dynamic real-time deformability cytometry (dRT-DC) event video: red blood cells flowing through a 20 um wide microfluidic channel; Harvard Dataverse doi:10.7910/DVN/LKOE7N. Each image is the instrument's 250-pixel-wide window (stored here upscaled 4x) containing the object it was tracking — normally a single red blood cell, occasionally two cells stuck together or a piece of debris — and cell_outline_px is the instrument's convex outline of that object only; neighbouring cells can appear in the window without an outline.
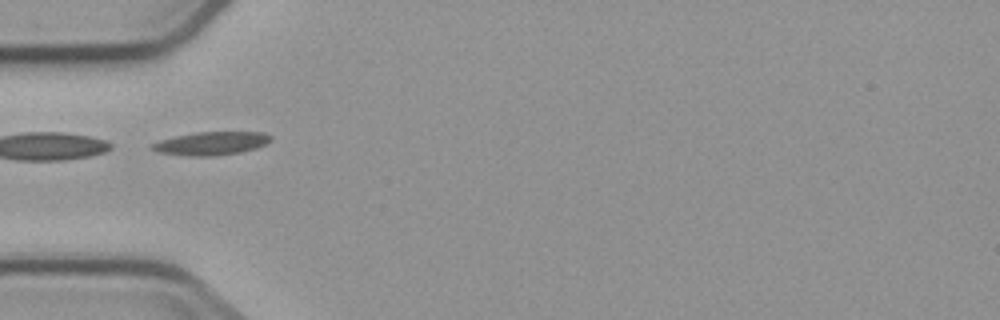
{"species": "common noctule bat (a hibernating species)", "species_latin": "Nyctalus noctula", "temperature_condition": "cold", "stored_images_in_passage": 6, "camera_frame_rate_fps": 3000, "um_per_image_px": 0.085, "animal": {"sex": "male", "body_mass_g": 23.1, "forearm_length_mm": 52.7}, "frame": {"image": 1, "passage_image": 4, "time_ms": 5.0, "image_size_px": [1000, 320], "cell_outline_px": [[272, 140], [256, 148], [240, 152], [216, 156], [188, 156], [160, 152], [148, 148], [148, 144], [160, 140], [176, 136], [196, 132], [264, 132], [272, 136]], "centroid_in_image_um": [17.93, 12.19], "position_along_channel_um": 67.1, "area_um2": 16.18}}
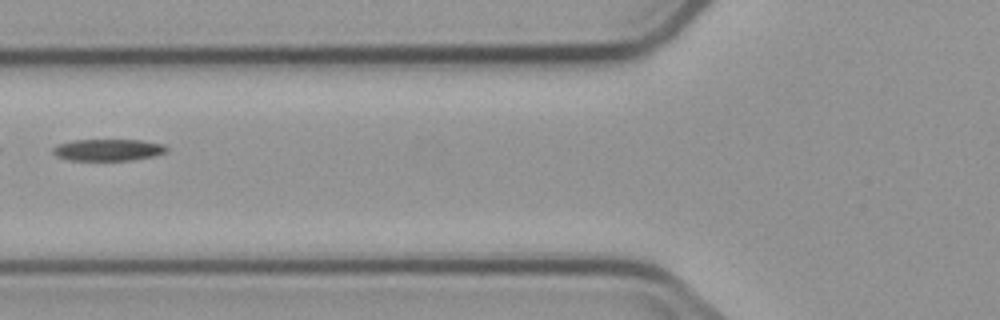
{"frame": {"image": 2, "passage_image": 5, "time_ms": 6.333, "image_size_px": [1000, 320], "cell_outline_px": [[168, 152], [156, 156], [132, 160], [68, 160], [56, 156], [52, 152], [52, 148], [56, 144], [72, 140], [140, 140], [164, 144], [168, 148]], "centroid_in_image_um": [9.19, 12.74], "position_along_channel_um": 116.6, "area_um2": 14.62}}
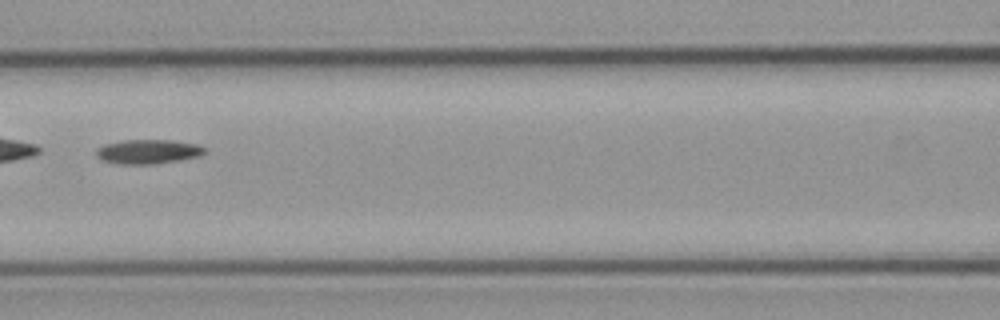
{"frame": {"image": 3, "passage_image": 6, "time_ms": 7.333, "image_size_px": [1000, 320], "cell_outline_px": [[208, 152], [200, 156], [180, 160], [152, 164], [120, 164], [100, 160], [96, 156], [96, 148], [104, 144], [124, 140], [172, 140], [200, 144], [208, 148]], "centroid_in_image_um": [12.63, 12.88], "position_along_channel_um": 154.0, "area_um2": 15.72}}